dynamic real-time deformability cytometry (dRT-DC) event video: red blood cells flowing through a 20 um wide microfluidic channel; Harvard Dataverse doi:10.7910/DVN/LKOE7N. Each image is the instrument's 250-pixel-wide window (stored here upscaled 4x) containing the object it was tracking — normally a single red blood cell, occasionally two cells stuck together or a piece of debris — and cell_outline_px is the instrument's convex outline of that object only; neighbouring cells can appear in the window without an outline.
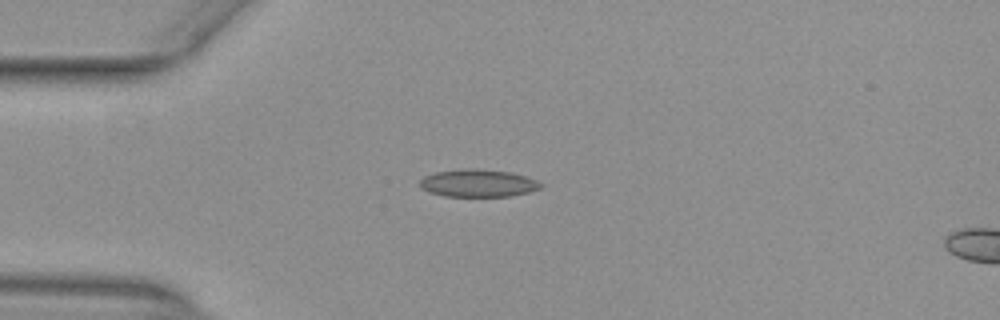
{"species": "common noctule bat (a hibernating species)", "species_latin": "Nyctalus noctula", "temperature_condition": "warm", "stored_images_in_passage": 24, "camera_frame_rate_fps": 3000, "um_per_image_px": 0.085, "animal": {"sex": "female", "body_mass_g": 29.2, "forearm_length_mm": 56.3}, "frame": {"image": 1, "passage_image": 1, "time_ms": 0.0, "image_size_px": [1000, 320], "cell_outline_px": [[544, 184], [540, 188], [528, 192], [512, 196], [444, 196], [428, 192], [420, 188], [420, 180], [424, 176], [436, 172], [464, 168], [476, 168], [512, 172], [536, 180]], "centroid_in_image_um": [40.62, 15.56], "position_along_channel_um": 44.4, "area_um2": 19.54}}
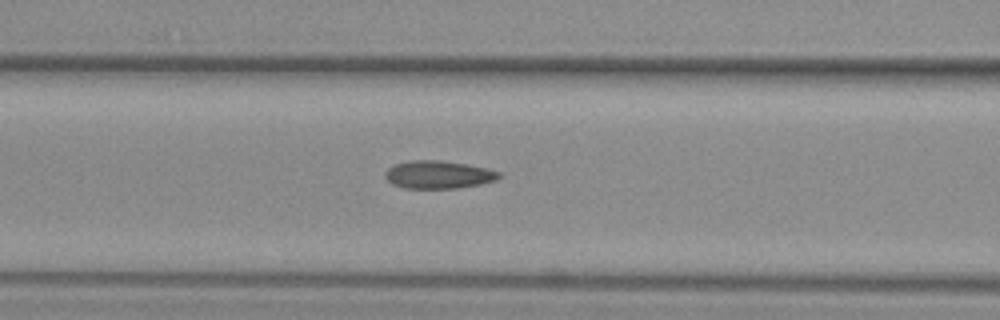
{"frame": {"image": 2, "passage_image": 9, "time_ms": 2.667, "image_size_px": [1000, 320], "cell_outline_px": [[504, 176], [496, 180], [480, 184], [456, 188], [404, 188], [392, 184], [384, 176], [384, 172], [388, 168], [396, 164], [408, 160], [440, 160], [488, 168], [500, 172]], "centroid_in_image_um": [37.27, 14.84], "position_along_channel_um": 129.3, "area_um2": 18.55}}
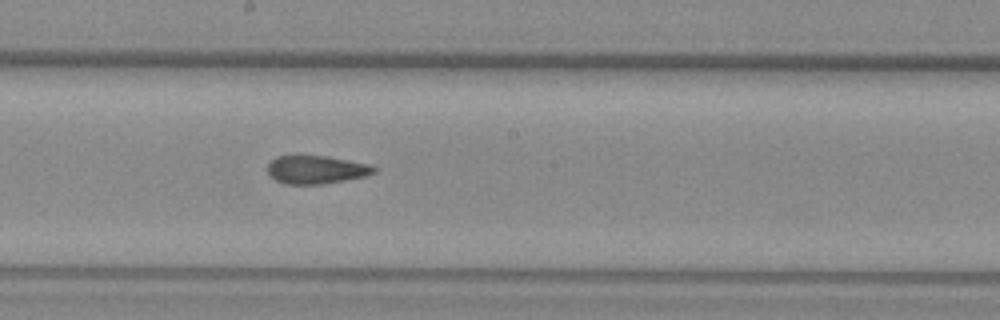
{"frame": {"image": 3, "passage_image": 16, "time_ms": 5.0, "image_size_px": [1000, 320], "cell_outline_px": [[376, 172], [364, 176], [344, 180], [320, 184], [284, 184], [268, 176], [268, 164], [276, 156], [328, 156], [372, 164], [376, 168]], "centroid_in_image_um": [26.88, 14.42], "position_along_channel_um": 221.3, "area_um2": 17.51}}